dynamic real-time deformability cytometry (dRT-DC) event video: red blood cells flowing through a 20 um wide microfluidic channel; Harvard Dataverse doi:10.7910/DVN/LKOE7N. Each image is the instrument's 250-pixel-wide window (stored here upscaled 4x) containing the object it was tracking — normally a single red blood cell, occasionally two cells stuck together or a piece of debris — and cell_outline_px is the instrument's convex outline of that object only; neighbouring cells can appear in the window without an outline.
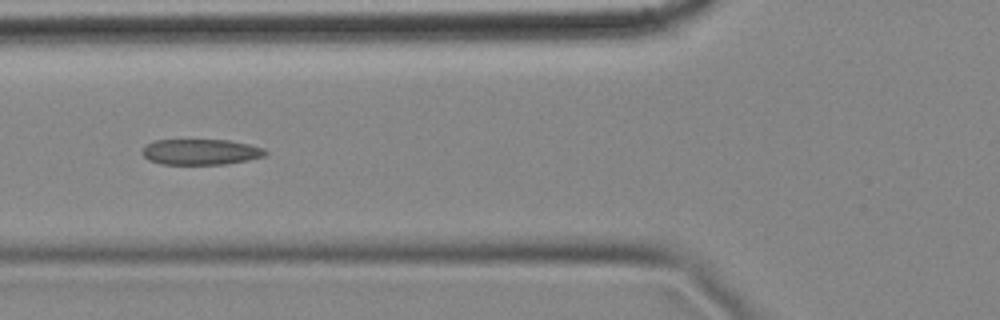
{"species": "common noctule bat (a hibernating species)", "species_latin": "Nyctalus noctula", "temperature_condition": "cold", "stored_images_in_passage": 7, "camera_frame_rate_fps": 3000, "um_per_image_px": 0.085, "animal": {"sex": "female", "body_mass_g": 18.4}, "frame": {"image": 1, "passage_image": 5, "time_ms": 1.333, "image_size_px": [1000, 320], "cell_outline_px": [[268, 152], [264, 156], [248, 160], [224, 164], [160, 164], [148, 160], [140, 152], [148, 144], [156, 140], [228, 140], [248, 144], [264, 148]], "centroid_in_image_um": [17.06, 12.91], "position_along_channel_um": 108.7, "area_um2": 18.38}}
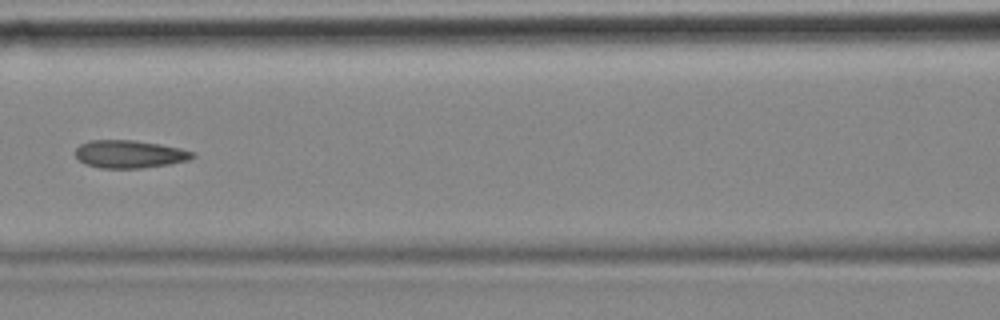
{"frame": {"image": 2, "passage_image": 6, "time_ms": 1.667, "image_size_px": [1000, 320], "cell_outline_px": [[196, 156], [188, 160], [168, 164], [140, 168], [100, 168], [84, 164], [76, 156], [76, 148], [80, 144], [88, 140], [132, 140], [160, 144], [180, 148], [196, 152]], "centroid_in_image_um": [11.01, 13.09], "position_along_channel_um": 155.6, "area_um2": 19.02}}
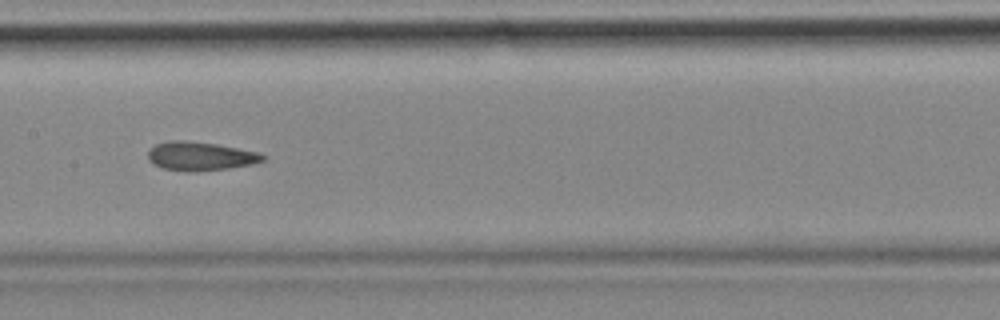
{"frame": {"image": 3, "passage_image": 7, "time_ms": 2.0, "image_size_px": [1000, 320], "cell_outline_px": [[264, 160], [252, 164], [228, 168], [188, 172], [164, 168], [152, 164], [148, 160], [148, 152], [156, 144], [168, 140], [188, 140], [216, 144], [260, 152], [264, 156]], "centroid_in_image_um": [17.0, 13.26], "position_along_channel_um": 190.4, "area_um2": 19.19}}